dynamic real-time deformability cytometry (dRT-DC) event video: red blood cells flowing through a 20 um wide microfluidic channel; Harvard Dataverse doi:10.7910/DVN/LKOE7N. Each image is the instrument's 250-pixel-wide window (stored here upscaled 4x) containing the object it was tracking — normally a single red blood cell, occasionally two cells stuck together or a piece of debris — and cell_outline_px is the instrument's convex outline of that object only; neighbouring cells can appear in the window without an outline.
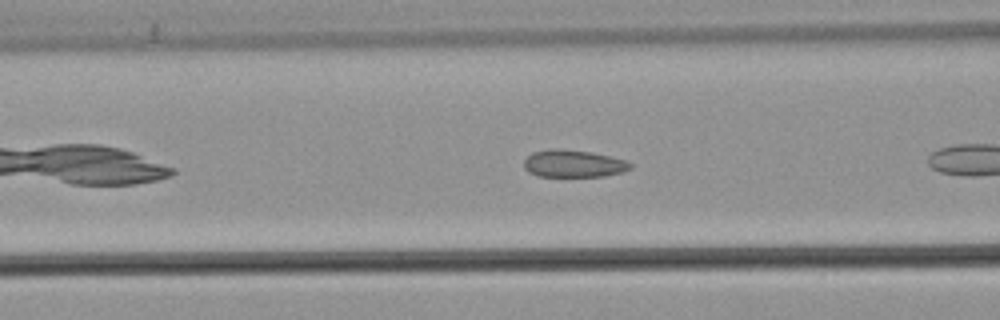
{"species": "common noctule bat (a hibernating species)", "species_latin": "Nyctalus noctula", "temperature_condition": "warm", "stored_images_in_passage": 12, "camera_frame_rate_fps": 3000, "um_per_image_px": 0.085, "animal": {"sex": "male", "body_mass_g": 21.5, "forearm_length_mm": 52.0}, "frame": {"image": 1, "passage_image": 6, "time_ms": 1.667, "image_size_px": [1000, 320], "cell_outline_px": [[632, 168], [624, 172], [604, 176], [536, 176], [528, 172], [524, 168], [524, 160], [532, 152], [552, 148], [560, 148], [592, 152], [628, 160], [632, 164]], "centroid_in_image_um": [48.76, 13.9], "position_along_channel_um": 117.8, "area_um2": 17.22}}
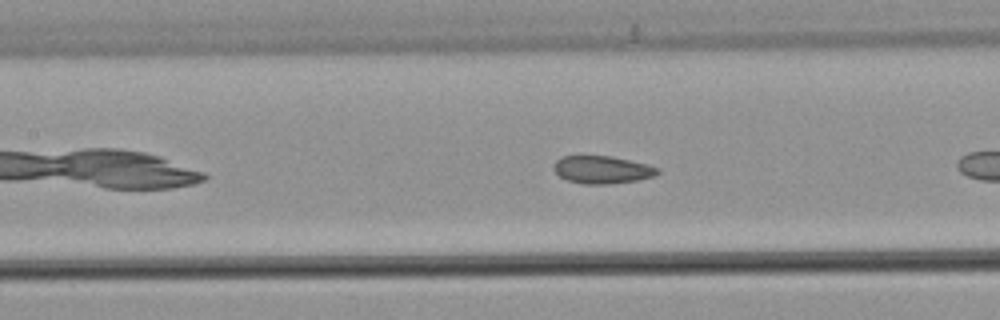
{"frame": {"image": 2, "passage_image": 9, "time_ms": 2.667, "image_size_px": [1000, 320], "cell_outline_px": [[660, 172], [656, 176], [636, 180], [608, 184], [584, 184], [568, 180], [560, 176], [552, 168], [556, 160], [560, 156], [580, 152], [612, 156], [648, 164], [660, 168]], "centroid_in_image_um": [51.14, 14.36], "position_along_channel_um": 156.3, "area_um2": 17.57}}